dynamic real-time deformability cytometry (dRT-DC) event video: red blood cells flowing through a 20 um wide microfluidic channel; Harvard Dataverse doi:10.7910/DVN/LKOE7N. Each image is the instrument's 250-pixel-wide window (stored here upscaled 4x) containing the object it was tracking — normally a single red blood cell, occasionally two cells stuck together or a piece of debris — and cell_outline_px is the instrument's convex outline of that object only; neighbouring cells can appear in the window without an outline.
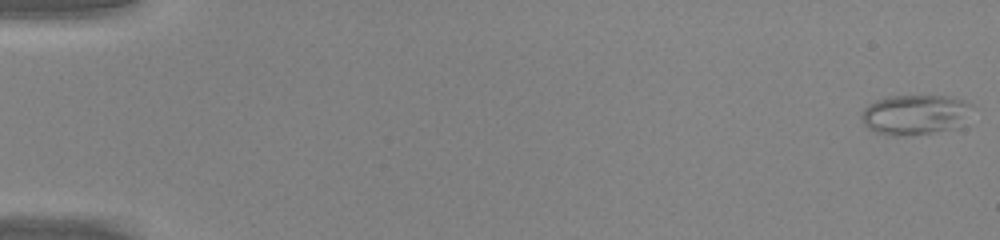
{"species": "common noctule bat (a hibernating species)", "species_latin": "Nyctalus noctula", "temperature_condition": "warm", "stored_images_in_passage": 49, "camera_frame_rate_fps": 3000, "um_per_image_px": 0.085, "animal": {"sex": "male", "body_mass_g": 20.0, "forearm_length_mm": 53.3}, "frame": {"image": 1, "passage_image": 1, "time_ms": 0.0, "image_size_px": [1000, 240], "cell_outline_px": [[972, 104], [960, 128], [908, 136], [888, 136], [876, 132], [868, 128], [864, 124], [860, 116], [860, 112], [868, 104], [884, 96], [948, 96], [964, 100]], "centroid_in_image_um": [77.73, 9.75], "position_along_channel_um": 7.3, "area_um2": 26.13}}
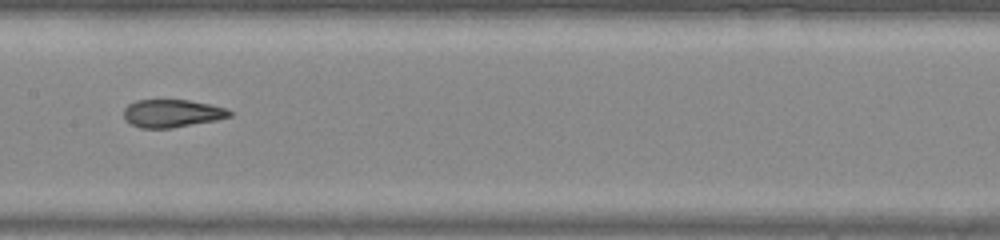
{"frame": {"image": 2, "passage_image": 26, "time_ms": 8.333, "image_size_px": [1000, 240], "cell_outline_px": [[236, 112], [232, 116], [216, 120], [172, 128], [140, 128], [124, 120], [124, 108], [128, 104], [136, 100], [188, 100], [208, 104], [224, 108]], "centroid_in_image_um": [14.62, 9.64], "position_along_channel_um": 192.8, "area_um2": 17.22}}
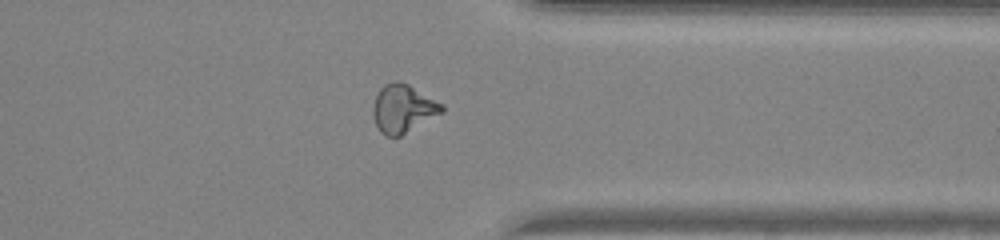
{"frame": {"image": 3, "passage_image": 39, "time_ms": 12.667, "image_size_px": [1000, 240], "cell_outline_px": [[444, 112], [400, 136], [384, 136], [380, 132], [376, 124], [372, 112], [372, 108], [376, 96], [380, 88], [384, 84], [396, 80], [400, 80], [408, 84], [444, 104]], "centroid_in_image_um": [34.26, 9.22], "position_along_channel_um": 377.1, "area_um2": 19.42}, "authors_computed_cell_mechanics": {"area_um2": 19.4208, "velocity_mm_per_s": 4.3277, "shape_relaxation_time_tau1_ms": null, "shape_relaxation_time_tau2_ms": 1.1229, "deformation_change_tau1": null, "deformation_change_tau2": 0.0853}}